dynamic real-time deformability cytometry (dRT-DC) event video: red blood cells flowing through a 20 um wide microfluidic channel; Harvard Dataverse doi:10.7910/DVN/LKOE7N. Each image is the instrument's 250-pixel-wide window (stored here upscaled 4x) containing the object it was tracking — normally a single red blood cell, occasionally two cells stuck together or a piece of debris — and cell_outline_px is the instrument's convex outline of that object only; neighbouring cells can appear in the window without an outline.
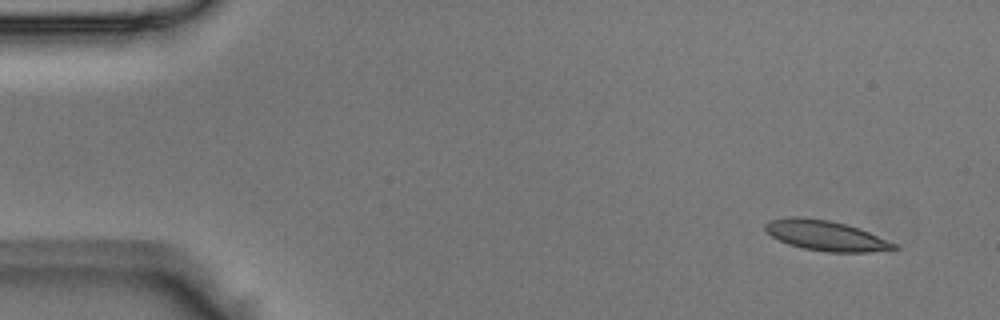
{"species": "Egyptian fruit bat (a non-hibernating species)", "species_latin": "Rousettus aegyptiacus", "temperature_condition": "room temperature", "stored_images_in_passage": 13, "camera_frame_rate_fps": 3000, "um_per_image_px": 0.085, "animal": {"sex": "male"}, "frame": {"image": 1, "passage_image": 2, "time_ms": 0.333, "image_size_px": [1000, 320], "cell_outline_px": [[900, 248], [868, 252], [828, 252], [804, 248], [788, 244], [772, 236], [764, 228], [764, 224], [768, 220], [788, 216], [800, 216], [828, 220], [860, 228], [896, 244]], "centroid_in_image_um": [70.16, 20.01], "position_along_channel_um": 14.8, "area_um2": 22.54}}
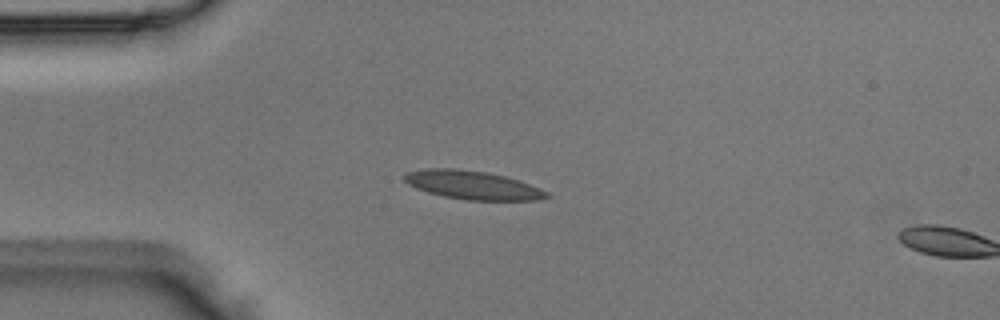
{"frame": {"image": 2, "passage_image": 11, "time_ms": 3.333, "image_size_px": [1000, 320], "cell_outline_px": [[552, 196], [536, 200], [468, 200], [444, 196], [428, 192], [416, 188], [408, 184], [404, 180], [404, 176], [408, 172], [424, 168], [460, 168], [488, 172], [504, 176], [528, 184], [548, 192]], "centroid_in_image_um": [40.14, 15.72], "position_along_channel_um": 44.9, "area_um2": 23.52}}